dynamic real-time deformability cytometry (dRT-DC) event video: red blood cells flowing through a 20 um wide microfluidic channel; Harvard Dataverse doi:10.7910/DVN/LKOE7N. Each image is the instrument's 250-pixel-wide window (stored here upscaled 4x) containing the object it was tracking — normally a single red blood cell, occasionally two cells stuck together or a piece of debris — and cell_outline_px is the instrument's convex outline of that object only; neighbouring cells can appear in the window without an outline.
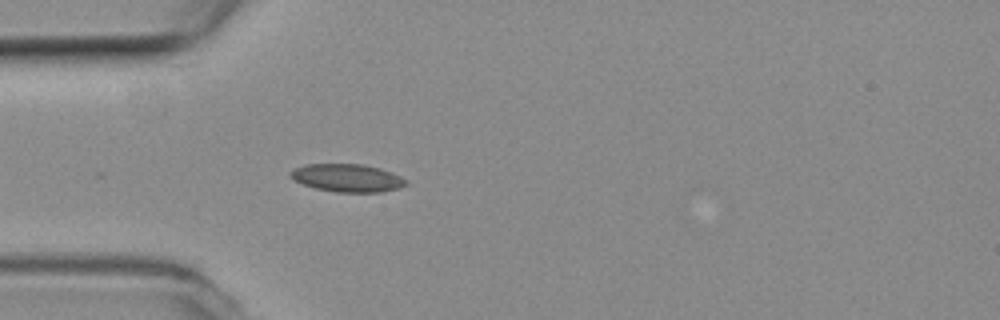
{"species": "common noctule bat (a hibernating species)", "species_latin": "Nyctalus noctula", "temperature_condition": "room temperature", "stored_images_in_passage": 1, "camera_frame_rate_fps": 3000, "um_per_image_px": 0.085, "animal": {"sex": "female", "body_mass_g": 19.3, "forearm_length_mm": 54.1}, "frame": {"image": 1, "passage_image": 1, "time_ms": 0.0, "image_size_px": [1000, 320], "cell_outline_px": [[408, 184], [400, 188], [380, 192], [336, 192], [316, 188], [304, 184], [288, 176], [288, 172], [304, 164], [364, 164], [380, 168], [400, 176], [408, 180]], "centroid_in_image_um": [29.54, 15.12], "position_along_channel_um": 55.5, "area_um2": 18.79}}